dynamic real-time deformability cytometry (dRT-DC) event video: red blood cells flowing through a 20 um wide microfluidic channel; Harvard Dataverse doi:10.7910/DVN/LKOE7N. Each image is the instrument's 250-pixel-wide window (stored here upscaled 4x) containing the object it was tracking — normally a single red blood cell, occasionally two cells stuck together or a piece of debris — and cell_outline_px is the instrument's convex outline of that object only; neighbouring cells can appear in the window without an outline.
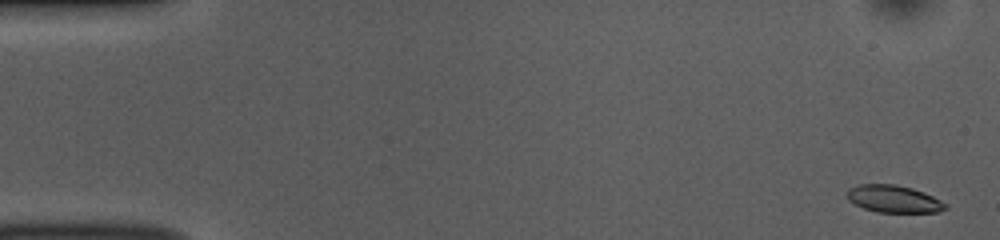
{"species": "common noctule bat (a hibernating species)", "species_latin": "Nyctalus noctula", "temperature_condition": "room temperature", "stored_images_in_passage": 51, "camera_frame_rate_fps": 3000, "um_per_image_px": 0.085, "animal": {"sex": "female", "body_mass_g": 10.0, "forearm_length_mm": 53.1}, "frame": {"image": 1, "passage_image": 1, "time_ms": 0.0, "image_size_px": [1000, 240], "cell_outline_px": [[948, 208], [936, 212], [876, 212], [864, 208], [848, 200], [844, 192], [848, 188], [860, 184], [896, 184], [912, 188], [924, 192], [948, 204]], "centroid_in_image_um": [75.94, 16.9], "position_along_channel_um": 9.1, "area_um2": 15.78}}
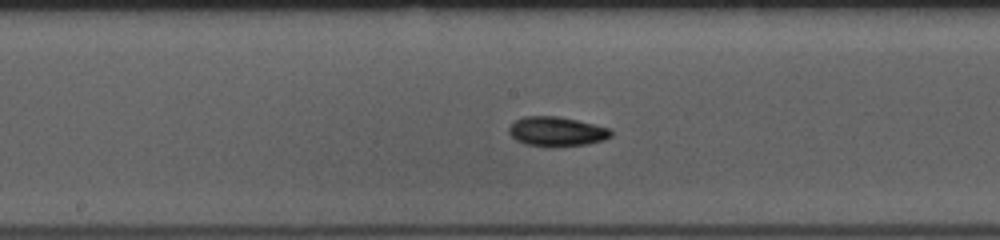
{"frame": {"image": 2, "passage_image": 26, "time_ms": 8.333, "image_size_px": [1000, 240], "cell_outline_px": [[612, 136], [604, 140], [588, 144], [552, 148], [548, 148], [524, 144], [516, 140], [508, 132], [508, 128], [516, 120], [524, 116], [556, 116], [576, 120], [612, 128]], "centroid_in_image_um": [47.33, 11.2], "position_along_channel_um": 200.9, "area_um2": 17.92}}
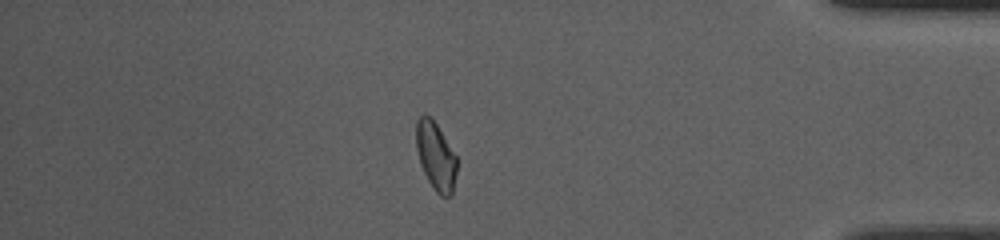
{"frame": {"image": 3, "passage_image": 44, "time_ms": 14.333, "image_size_px": [1000, 240], "cell_outline_px": [[456, 172], [452, 196], [440, 196], [436, 192], [428, 180], [420, 164], [416, 148], [416, 120], [424, 112], [432, 116], [456, 156]], "centroid_in_image_um": [37.02, 13.22], "position_along_channel_um": 398.2, "area_um2": 16.24}, "authors_computed_cell_mechanics": {"area_um2": 16.8776, "velocity_mm_per_s": 3.8633, "shape_relaxation_time_tau1_ms": 4.4916, "shape_relaxation_time_tau2_ms": 3.2104, "deformation_change_tau1": 0.1104, "deformation_change_tau2": 0.0806}}